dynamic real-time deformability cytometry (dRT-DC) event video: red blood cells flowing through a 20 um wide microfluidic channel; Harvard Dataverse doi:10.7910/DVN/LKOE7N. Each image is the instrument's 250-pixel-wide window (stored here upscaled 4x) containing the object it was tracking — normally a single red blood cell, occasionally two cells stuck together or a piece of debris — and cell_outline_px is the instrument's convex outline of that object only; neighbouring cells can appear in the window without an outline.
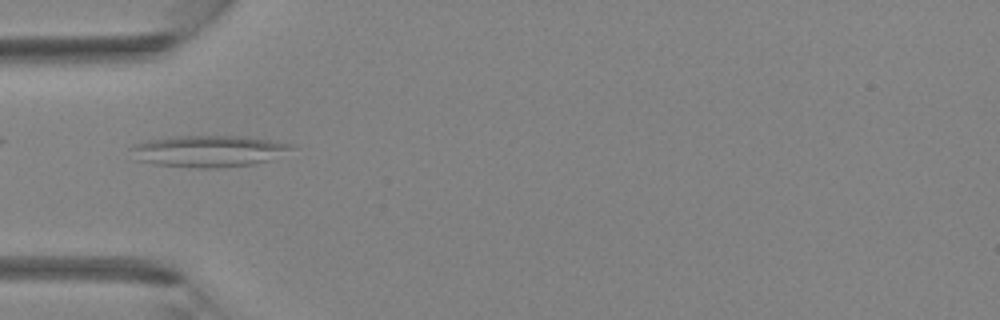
{"species": "Egyptian fruit bat (a non-hibernating species)", "species_latin": "Rousettus aegyptiacus", "temperature_condition": "room temperature", "stored_images_in_passage": 29, "camera_frame_rate_fps": 3000, "um_per_image_px": 0.085, "animal": {"sex": "female"}, "frame": {"image": 1, "passage_image": 2, "time_ms": 0.333, "image_size_px": [1000, 320], "cell_outline_px": [[296, 148], [268, 160], [252, 164], [216, 168], [196, 168], [156, 164], [136, 160], [128, 148], [136, 144], [148, 140], [176, 136], [240, 136], [296, 144]], "centroid_in_image_um": [17.72, 12.84], "position_along_channel_um": 67.3, "area_um2": 29.42}}
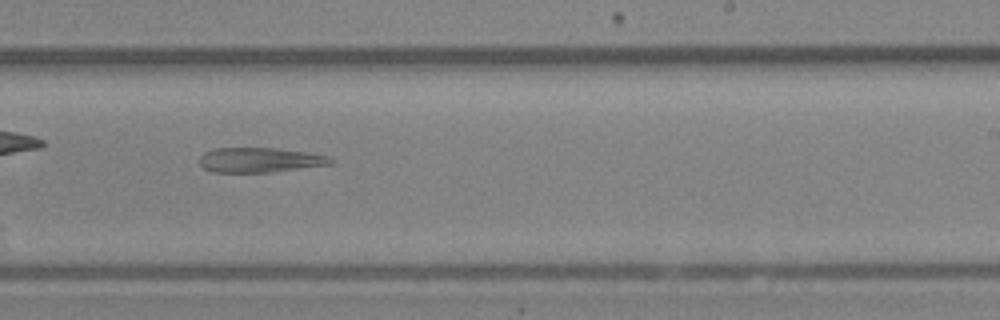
{"frame": {"image": 2, "passage_image": 14, "time_ms": 4.333, "image_size_px": [1000, 320], "cell_outline_px": [[332, 164], [272, 172], [212, 172], [204, 168], [200, 164], [200, 156], [204, 152], [216, 148], [276, 148], [308, 152], [328, 156], [332, 160]], "centroid_in_image_um": [22.07, 13.6], "position_along_channel_um": 266.9, "area_um2": 18.9}}
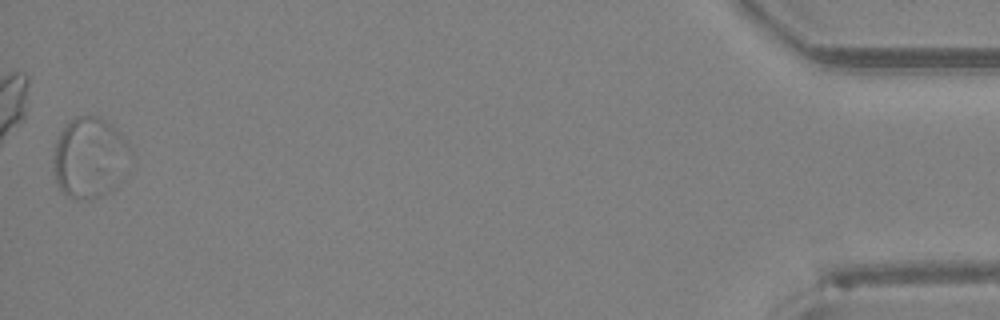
{"frame": {"image": 3, "passage_image": 29, "time_ms": 9.333, "image_size_px": [1000, 320], "cell_outline_px": [[132, 152], [116, 184], [112, 188], [88, 200], [76, 200], [68, 196], [60, 188], [52, 172], [52, 156], [56, 140], [60, 132], [76, 116], [96, 116], [112, 124], [120, 132], [128, 144]], "centroid_in_image_um": [7.57, 13.38], "position_along_channel_um": 427.6, "area_um2": 35.89}}